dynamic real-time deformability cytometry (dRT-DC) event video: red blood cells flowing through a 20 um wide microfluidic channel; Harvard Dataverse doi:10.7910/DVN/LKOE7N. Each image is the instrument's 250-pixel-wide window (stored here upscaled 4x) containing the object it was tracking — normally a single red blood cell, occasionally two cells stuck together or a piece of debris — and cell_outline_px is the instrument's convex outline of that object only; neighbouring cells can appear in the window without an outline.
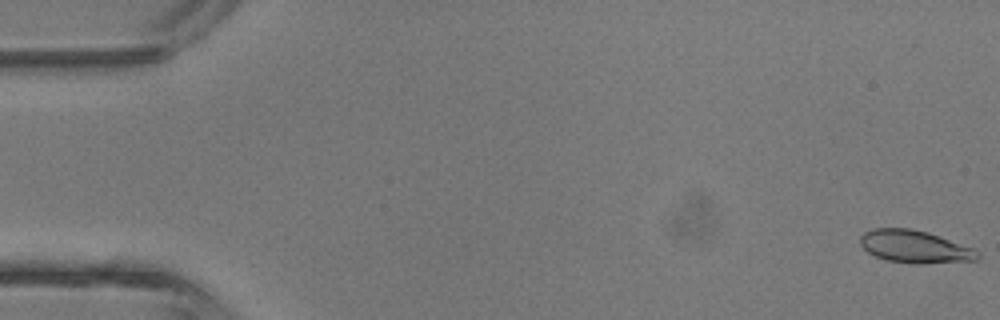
{"species": "common noctule bat (a hibernating species)", "species_latin": "Nyctalus noctula", "temperature_condition": "room temperature", "stored_images_in_passage": 5, "camera_frame_rate_fps": 3000, "um_per_image_px": 0.085, "animal": {"sex": "male", "body_mass_g": 13.3}, "frame": {"image": 1, "passage_image": 1, "time_ms": 0.0, "image_size_px": [1000, 320], "cell_outline_px": [[980, 256], [976, 260], [924, 264], [912, 264], [888, 260], [876, 256], [868, 252], [860, 244], [860, 236], [864, 232], [872, 228], [912, 228], [928, 232], [940, 236], [972, 248], [980, 252]], "centroid_in_image_um": [77.75, 20.96], "position_along_channel_um": 7.2, "area_um2": 22.37}}
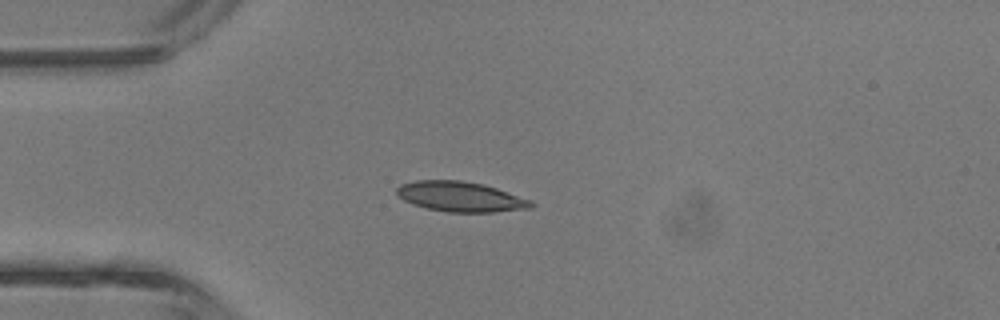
{"frame": {"image": 2, "passage_image": 4, "time_ms": 3.667, "image_size_px": [1000, 320], "cell_outline_px": [[536, 204], [532, 208], [492, 212], [448, 212], [428, 208], [412, 204], [404, 200], [396, 192], [396, 188], [400, 184], [416, 180], [460, 180], [484, 184], [532, 200]], "centroid_in_image_um": [39.16, 16.71], "position_along_channel_um": 45.8, "area_um2": 23.58}}